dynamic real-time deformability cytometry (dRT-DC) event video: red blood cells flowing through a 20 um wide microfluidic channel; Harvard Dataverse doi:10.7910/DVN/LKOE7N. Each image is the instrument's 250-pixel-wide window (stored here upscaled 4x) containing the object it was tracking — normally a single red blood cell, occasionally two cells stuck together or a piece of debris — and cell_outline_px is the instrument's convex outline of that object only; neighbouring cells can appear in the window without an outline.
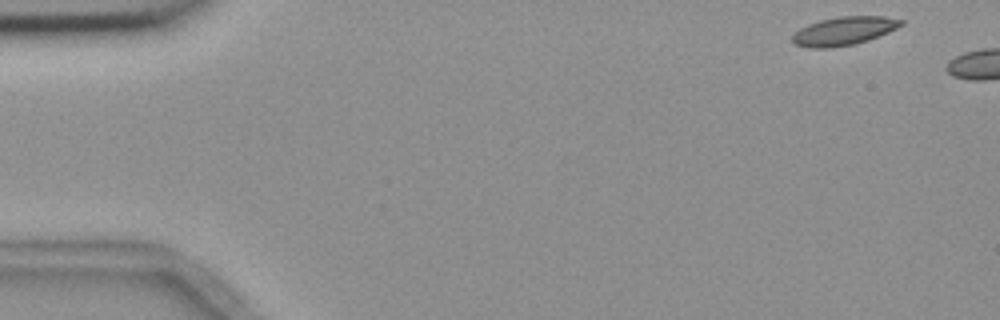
{"species": "common noctule bat (a hibernating species)", "species_latin": "Nyctalus noctula", "temperature_condition": "room temperature", "stored_images_in_passage": 2, "camera_frame_rate_fps": 3000, "um_per_image_px": 0.085, "animal": {"sex": "female", "body_mass_g": 18.4}, "frame": {"image": 1, "passage_image": 1, "time_ms": 0.0, "image_size_px": [1000, 320], "cell_outline_px": [[904, 24], [888, 32], [868, 40], [856, 44], [828, 48], [812, 48], [792, 44], [792, 36], [800, 28], [808, 24], [820, 20], [840, 16], [884, 16], [904, 20]], "centroid_in_image_um": [71.73, 2.63], "position_along_channel_um": 13.3, "area_um2": 18.03}}